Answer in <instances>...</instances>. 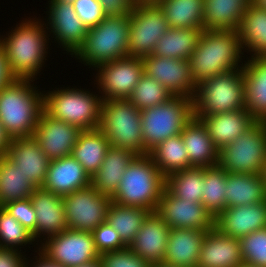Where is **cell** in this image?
Wrapping results in <instances>:
<instances>
[{"mask_svg": "<svg viewBox=\"0 0 266 267\" xmlns=\"http://www.w3.org/2000/svg\"><path fill=\"white\" fill-rule=\"evenodd\" d=\"M30 199L36 212V244L39 246L48 237L67 229L63 199L42 187L36 188Z\"/></svg>", "mask_w": 266, "mask_h": 267, "instance_id": "cell-20", "label": "cell"}, {"mask_svg": "<svg viewBox=\"0 0 266 267\" xmlns=\"http://www.w3.org/2000/svg\"><path fill=\"white\" fill-rule=\"evenodd\" d=\"M15 78L10 73V69L8 66V60L5 57L4 51L0 46V90L10 82H12Z\"/></svg>", "mask_w": 266, "mask_h": 267, "instance_id": "cell-51", "label": "cell"}, {"mask_svg": "<svg viewBox=\"0 0 266 267\" xmlns=\"http://www.w3.org/2000/svg\"><path fill=\"white\" fill-rule=\"evenodd\" d=\"M265 162L266 122H257L219 151V165L230 173L261 174Z\"/></svg>", "mask_w": 266, "mask_h": 267, "instance_id": "cell-10", "label": "cell"}, {"mask_svg": "<svg viewBox=\"0 0 266 267\" xmlns=\"http://www.w3.org/2000/svg\"><path fill=\"white\" fill-rule=\"evenodd\" d=\"M102 267H151V264L136 255L128 247L100 254Z\"/></svg>", "mask_w": 266, "mask_h": 267, "instance_id": "cell-44", "label": "cell"}, {"mask_svg": "<svg viewBox=\"0 0 266 267\" xmlns=\"http://www.w3.org/2000/svg\"><path fill=\"white\" fill-rule=\"evenodd\" d=\"M156 212L170 228L210 230L214 227V217L202 203L177 198L166 188Z\"/></svg>", "mask_w": 266, "mask_h": 267, "instance_id": "cell-17", "label": "cell"}, {"mask_svg": "<svg viewBox=\"0 0 266 267\" xmlns=\"http://www.w3.org/2000/svg\"><path fill=\"white\" fill-rule=\"evenodd\" d=\"M170 28L204 30V0H159Z\"/></svg>", "mask_w": 266, "mask_h": 267, "instance_id": "cell-36", "label": "cell"}, {"mask_svg": "<svg viewBox=\"0 0 266 267\" xmlns=\"http://www.w3.org/2000/svg\"><path fill=\"white\" fill-rule=\"evenodd\" d=\"M137 155L128 149L110 146L98 171L91 176V185L101 194L112 198L126 168Z\"/></svg>", "mask_w": 266, "mask_h": 267, "instance_id": "cell-29", "label": "cell"}, {"mask_svg": "<svg viewBox=\"0 0 266 267\" xmlns=\"http://www.w3.org/2000/svg\"><path fill=\"white\" fill-rule=\"evenodd\" d=\"M12 139L7 134L3 125L0 123V156L6 155Z\"/></svg>", "mask_w": 266, "mask_h": 267, "instance_id": "cell-52", "label": "cell"}, {"mask_svg": "<svg viewBox=\"0 0 266 267\" xmlns=\"http://www.w3.org/2000/svg\"><path fill=\"white\" fill-rule=\"evenodd\" d=\"M90 185V175L69 155L50 161L42 188L64 197Z\"/></svg>", "mask_w": 266, "mask_h": 267, "instance_id": "cell-23", "label": "cell"}, {"mask_svg": "<svg viewBox=\"0 0 266 267\" xmlns=\"http://www.w3.org/2000/svg\"><path fill=\"white\" fill-rule=\"evenodd\" d=\"M244 263L266 267V228L239 239Z\"/></svg>", "mask_w": 266, "mask_h": 267, "instance_id": "cell-43", "label": "cell"}, {"mask_svg": "<svg viewBox=\"0 0 266 267\" xmlns=\"http://www.w3.org/2000/svg\"><path fill=\"white\" fill-rule=\"evenodd\" d=\"M238 267H258V266H255V265H251V264H247V263L242 262Z\"/></svg>", "mask_w": 266, "mask_h": 267, "instance_id": "cell-58", "label": "cell"}, {"mask_svg": "<svg viewBox=\"0 0 266 267\" xmlns=\"http://www.w3.org/2000/svg\"><path fill=\"white\" fill-rule=\"evenodd\" d=\"M67 228L93 232L106 222L112 199L92 185L62 197Z\"/></svg>", "mask_w": 266, "mask_h": 267, "instance_id": "cell-13", "label": "cell"}, {"mask_svg": "<svg viewBox=\"0 0 266 267\" xmlns=\"http://www.w3.org/2000/svg\"><path fill=\"white\" fill-rule=\"evenodd\" d=\"M14 28V29H13ZM6 36L0 34V46L8 60L10 73L15 79L37 80L49 54V32L45 21L24 18Z\"/></svg>", "mask_w": 266, "mask_h": 267, "instance_id": "cell-1", "label": "cell"}, {"mask_svg": "<svg viewBox=\"0 0 266 267\" xmlns=\"http://www.w3.org/2000/svg\"><path fill=\"white\" fill-rule=\"evenodd\" d=\"M207 231L170 228L163 263L176 267H197L201 244Z\"/></svg>", "mask_w": 266, "mask_h": 267, "instance_id": "cell-26", "label": "cell"}, {"mask_svg": "<svg viewBox=\"0 0 266 267\" xmlns=\"http://www.w3.org/2000/svg\"><path fill=\"white\" fill-rule=\"evenodd\" d=\"M253 0H204V30H238Z\"/></svg>", "mask_w": 266, "mask_h": 267, "instance_id": "cell-31", "label": "cell"}, {"mask_svg": "<svg viewBox=\"0 0 266 267\" xmlns=\"http://www.w3.org/2000/svg\"><path fill=\"white\" fill-rule=\"evenodd\" d=\"M6 156L16 163L36 188L43 186L51 160L33 137L12 139Z\"/></svg>", "mask_w": 266, "mask_h": 267, "instance_id": "cell-22", "label": "cell"}, {"mask_svg": "<svg viewBox=\"0 0 266 267\" xmlns=\"http://www.w3.org/2000/svg\"><path fill=\"white\" fill-rule=\"evenodd\" d=\"M261 175H262V179L264 180L265 185H266V162H265V164L263 166V170L261 172Z\"/></svg>", "mask_w": 266, "mask_h": 267, "instance_id": "cell-55", "label": "cell"}, {"mask_svg": "<svg viewBox=\"0 0 266 267\" xmlns=\"http://www.w3.org/2000/svg\"><path fill=\"white\" fill-rule=\"evenodd\" d=\"M166 186V177L149 154L137 155L126 168L113 202L156 212Z\"/></svg>", "mask_w": 266, "mask_h": 267, "instance_id": "cell-4", "label": "cell"}, {"mask_svg": "<svg viewBox=\"0 0 266 267\" xmlns=\"http://www.w3.org/2000/svg\"><path fill=\"white\" fill-rule=\"evenodd\" d=\"M169 233L167 223L157 212H150L128 248L151 265L162 263Z\"/></svg>", "mask_w": 266, "mask_h": 267, "instance_id": "cell-21", "label": "cell"}, {"mask_svg": "<svg viewBox=\"0 0 266 267\" xmlns=\"http://www.w3.org/2000/svg\"><path fill=\"white\" fill-rule=\"evenodd\" d=\"M102 96L89 89L80 87H60L43 91L44 111L81 130L99 128L101 119Z\"/></svg>", "mask_w": 266, "mask_h": 267, "instance_id": "cell-6", "label": "cell"}, {"mask_svg": "<svg viewBox=\"0 0 266 267\" xmlns=\"http://www.w3.org/2000/svg\"><path fill=\"white\" fill-rule=\"evenodd\" d=\"M109 147V141L100 128L82 130L72 149L71 156L91 177L100 168Z\"/></svg>", "mask_w": 266, "mask_h": 267, "instance_id": "cell-33", "label": "cell"}, {"mask_svg": "<svg viewBox=\"0 0 266 267\" xmlns=\"http://www.w3.org/2000/svg\"><path fill=\"white\" fill-rule=\"evenodd\" d=\"M240 36L243 51L249 58L266 57V8L254 0L247 7L241 19Z\"/></svg>", "mask_w": 266, "mask_h": 267, "instance_id": "cell-30", "label": "cell"}, {"mask_svg": "<svg viewBox=\"0 0 266 267\" xmlns=\"http://www.w3.org/2000/svg\"><path fill=\"white\" fill-rule=\"evenodd\" d=\"M36 187L6 155L0 156V207L30 198Z\"/></svg>", "mask_w": 266, "mask_h": 267, "instance_id": "cell-35", "label": "cell"}, {"mask_svg": "<svg viewBox=\"0 0 266 267\" xmlns=\"http://www.w3.org/2000/svg\"><path fill=\"white\" fill-rule=\"evenodd\" d=\"M189 167H210L219 164V150L214 146L204 124L192 118L181 132Z\"/></svg>", "mask_w": 266, "mask_h": 267, "instance_id": "cell-28", "label": "cell"}, {"mask_svg": "<svg viewBox=\"0 0 266 267\" xmlns=\"http://www.w3.org/2000/svg\"><path fill=\"white\" fill-rule=\"evenodd\" d=\"M172 96L162 84L144 73L134 87L128 100L141 111L166 102Z\"/></svg>", "mask_w": 266, "mask_h": 267, "instance_id": "cell-41", "label": "cell"}, {"mask_svg": "<svg viewBox=\"0 0 266 267\" xmlns=\"http://www.w3.org/2000/svg\"><path fill=\"white\" fill-rule=\"evenodd\" d=\"M219 164L204 167V184L201 203L215 218L226 208V174Z\"/></svg>", "mask_w": 266, "mask_h": 267, "instance_id": "cell-40", "label": "cell"}, {"mask_svg": "<svg viewBox=\"0 0 266 267\" xmlns=\"http://www.w3.org/2000/svg\"><path fill=\"white\" fill-rule=\"evenodd\" d=\"M245 108V83L242 69L214 75L196 86L193 117L213 116Z\"/></svg>", "mask_w": 266, "mask_h": 267, "instance_id": "cell-7", "label": "cell"}, {"mask_svg": "<svg viewBox=\"0 0 266 267\" xmlns=\"http://www.w3.org/2000/svg\"><path fill=\"white\" fill-rule=\"evenodd\" d=\"M81 129L48 115L44 110L32 136L50 159L69 156L75 146Z\"/></svg>", "mask_w": 266, "mask_h": 267, "instance_id": "cell-18", "label": "cell"}, {"mask_svg": "<svg viewBox=\"0 0 266 267\" xmlns=\"http://www.w3.org/2000/svg\"><path fill=\"white\" fill-rule=\"evenodd\" d=\"M99 254L121 250L127 246L122 242L118 232L107 221L92 232Z\"/></svg>", "mask_w": 266, "mask_h": 267, "instance_id": "cell-46", "label": "cell"}, {"mask_svg": "<svg viewBox=\"0 0 266 267\" xmlns=\"http://www.w3.org/2000/svg\"><path fill=\"white\" fill-rule=\"evenodd\" d=\"M94 85L103 101L128 99L144 74L142 59L126 56L97 66Z\"/></svg>", "mask_w": 266, "mask_h": 267, "instance_id": "cell-14", "label": "cell"}, {"mask_svg": "<svg viewBox=\"0 0 266 267\" xmlns=\"http://www.w3.org/2000/svg\"><path fill=\"white\" fill-rule=\"evenodd\" d=\"M72 5L87 29L97 26L106 17L98 0H75Z\"/></svg>", "mask_w": 266, "mask_h": 267, "instance_id": "cell-47", "label": "cell"}, {"mask_svg": "<svg viewBox=\"0 0 266 267\" xmlns=\"http://www.w3.org/2000/svg\"><path fill=\"white\" fill-rule=\"evenodd\" d=\"M106 16L130 15L134 0H98Z\"/></svg>", "mask_w": 266, "mask_h": 267, "instance_id": "cell-48", "label": "cell"}, {"mask_svg": "<svg viewBox=\"0 0 266 267\" xmlns=\"http://www.w3.org/2000/svg\"><path fill=\"white\" fill-rule=\"evenodd\" d=\"M99 128L110 146L136 155L149 154L143 147L141 111L128 99L103 101Z\"/></svg>", "mask_w": 266, "mask_h": 267, "instance_id": "cell-8", "label": "cell"}, {"mask_svg": "<svg viewBox=\"0 0 266 267\" xmlns=\"http://www.w3.org/2000/svg\"><path fill=\"white\" fill-rule=\"evenodd\" d=\"M149 213L150 211L145 208L123 206L112 201L106 221L114 227L122 242L128 247Z\"/></svg>", "mask_w": 266, "mask_h": 267, "instance_id": "cell-38", "label": "cell"}, {"mask_svg": "<svg viewBox=\"0 0 266 267\" xmlns=\"http://www.w3.org/2000/svg\"><path fill=\"white\" fill-rule=\"evenodd\" d=\"M204 167H189L166 177L165 188L177 198L201 203Z\"/></svg>", "mask_w": 266, "mask_h": 267, "instance_id": "cell-39", "label": "cell"}, {"mask_svg": "<svg viewBox=\"0 0 266 267\" xmlns=\"http://www.w3.org/2000/svg\"><path fill=\"white\" fill-rule=\"evenodd\" d=\"M243 76L245 109L258 122H266V57H247Z\"/></svg>", "mask_w": 266, "mask_h": 267, "instance_id": "cell-27", "label": "cell"}, {"mask_svg": "<svg viewBox=\"0 0 266 267\" xmlns=\"http://www.w3.org/2000/svg\"><path fill=\"white\" fill-rule=\"evenodd\" d=\"M48 4L45 16L47 20H43L49 36L54 38L53 42L56 41L62 51L72 57L83 45L88 29L77 16L72 3L49 0Z\"/></svg>", "mask_w": 266, "mask_h": 267, "instance_id": "cell-15", "label": "cell"}, {"mask_svg": "<svg viewBox=\"0 0 266 267\" xmlns=\"http://www.w3.org/2000/svg\"><path fill=\"white\" fill-rule=\"evenodd\" d=\"M36 248L37 250L35 252L37 253V255L33 256V260L28 259L26 256L24 267H64L49 260L44 254L39 251V247Z\"/></svg>", "mask_w": 266, "mask_h": 267, "instance_id": "cell-50", "label": "cell"}, {"mask_svg": "<svg viewBox=\"0 0 266 267\" xmlns=\"http://www.w3.org/2000/svg\"><path fill=\"white\" fill-rule=\"evenodd\" d=\"M255 2H257L259 5H261L262 7L266 8V0H254Z\"/></svg>", "mask_w": 266, "mask_h": 267, "instance_id": "cell-57", "label": "cell"}, {"mask_svg": "<svg viewBox=\"0 0 266 267\" xmlns=\"http://www.w3.org/2000/svg\"><path fill=\"white\" fill-rule=\"evenodd\" d=\"M129 15L106 16L89 28L83 45L72 56L92 70L104 63L128 56Z\"/></svg>", "mask_w": 266, "mask_h": 267, "instance_id": "cell-5", "label": "cell"}, {"mask_svg": "<svg viewBox=\"0 0 266 267\" xmlns=\"http://www.w3.org/2000/svg\"><path fill=\"white\" fill-rule=\"evenodd\" d=\"M226 207L266 201V185L261 174H226Z\"/></svg>", "mask_w": 266, "mask_h": 267, "instance_id": "cell-32", "label": "cell"}, {"mask_svg": "<svg viewBox=\"0 0 266 267\" xmlns=\"http://www.w3.org/2000/svg\"><path fill=\"white\" fill-rule=\"evenodd\" d=\"M35 243L32 233L8 211L0 207V248L15 249L23 252L21 248L27 247V244L33 245Z\"/></svg>", "mask_w": 266, "mask_h": 267, "instance_id": "cell-42", "label": "cell"}, {"mask_svg": "<svg viewBox=\"0 0 266 267\" xmlns=\"http://www.w3.org/2000/svg\"><path fill=\"white\" fill-rule=\"evenodd\" d=\"M74 267H102V266H101V262L99 261V259H97L92 262L81 264V265L74 266Z\"/></svg>", "mask_w": 266, "mask_h": 267, "instance_id": "cell-53", "label": "cell"}, {"mask_svg": "<svg viewBox=\"0 0 266 267\" xmlns=\"http://www.w3.org/2000/svg\"><path fill=\"white\" fill-rule=\"evenodd\" d=\"M144 73L162 84L173 96L194 98L196 85L189 60L150 55L142 59Z\"/></svg>", "mask_w": 266, "mask_h": 267, "instance_id": "cell-16", "label": "cell"}, {"mask_svg": "<svg viewBox=\"0 0 266 267\" xmlns=\"http://www.w3.org/2000/svg\"><path fill=\"white\" fill-rule=\"evenodd\" d=\"M135 3H157L159 0H134Z\"/></svg>", "mask_w": 266, "mask_h": 267, "instance_id": "cell-54", "label": "cell"}, {"mask_svg": "<svg viewBox=\"0 0 266 267\" xmlns=\"http://www.w3.org/2000/svg\"><path fill=\"white\" fill-rule=\"evenodd\" d=\"M128 56L143 59L153 53L170 28L157 3H135L129 15Z\"/></svg>", "mask_w": 266, "mask_h": 267, "instance_id": "cell-11", "label": "cell"}, {"mask_svg": "<svg viewBox=\"0 0 266 267\" xmlns=\"http://www.w3.org/2000/svg\"><path fill=\"white\" fill-rule=\"evenodd\" d=\"M34 84V80L14 79L0 90V123L11 139L34 135L44 110L43 90Z\"/></svg>", "mask_w": 266, "mask_h": 267, "instance_id": "cell-3", "label": "cell"}, {"mask_svg": "<svg viewBox=\"0 0 266 267\" xmlns=\"http://www.w3.org/2000/svg\"><path fill=\"white\" fill-rule=\"evenodd\" d=\"M193 118V99L172 96L166 102L141 110L143 147L149 153L164 140L181 134Z\"/></svg>", "mask_w": 266, "mask_h": 267, "instance_id": "cell-9", "label": "cell"}, {"mask_svg": "<svg viewBox=\"0 0 266 267\" xmlns=\"http://www.w3.org/2000/svg\"><path fill=\"white\" fill-rule=\"evenodd\" d=\"M58 1H63V2H68V3H73L75 0H58Z\"/></svg>", "mask_w": 266, "mask_h": 267, "instance_id": "cell-59", "label": "cell"}, {"mask_svg": "<svg viewBox=\"0 0 266 267\" xmlns=\"http://www.w3.org/2000/svg\"><path fill=\"white\" fill-rule=\"evenodd\" d=\"M149 155L165 177L189 168L188 153L181 134L164 140Z\"/></svg>", "mask_w": 266, "mask_h": 267, "instance_id": "cell-37", "label": "cell"}, {"mask_svg": "<svg viewBox=\"0 0 266 267\" xmlns=\"http://www.w3.org/2000/svg\"><path fill=\"white\" fill-rule=\"evenodd\" d=\"M244 54L237 30H203L188 59L195 85L214 75L242 69Z\"/></svg>", "mask_w": 266, "mask_h": 267, "instance_id": "cell-2", "label": "cell"}, {"mask_svg": "<svg viewBox=\"0 0 266 267\" xmlns=\"http://www.w3.org/2000/svg\"><path fill=\"white\" fill-rule=\"evenodd\" d=\"M151 267H176V266L167 265V264L162 262L159 264H152Z\"/></svg>", "mask_w": 266, "mask_h": 267, "instance_id": "cell-56", "label": "cell"}, {"mask_svg": "<svg viewBox=\"0 0 266 267\" xmlns=\"http://www.w3.org/2000/svg\"><path fill=\"white\" fill-rule=\"evenodd\" d=\"M243 262L239 239L216 227L206 232L197 267H238Z\"/></svg>", "mask_w": 266, "mask_h": 267, "instance_id": "cell-25", "label": "cell"}, {"mask_svg": "<svg viewBox=\"0 0 266 267\" xmlns=\"http://www.w3.org/2000/svg\"><path fill=\"white\" fill-rule=\"evenodd\" d=\"M3 208L30 231L36 241V212L31 199L12 201L4 205Z\"/></svg>", "mask_w": 266, "mask_h": 267, "instance_id": "cell-45", "label": "cell"}, {"mask_svg": "<svg viewBox=\"0 0 266 267\" xmlns=\"http://www.w3.org/2000/svg\"><path fill=\"white\" fill-rule=\"evenodd\" d=\"M39 251L49 260L64 267H74L99 259L91 232L67 228L40 243Z\"/></svg>", "mask_w": 266, "mask_h": 267, "instance_id": "cell-12", "label": "cell"}, {"mask_svg": "<svg viewBox=\"0 0 266 267\" xmlns=\"http://www.w3.org/2000/svg\"><path fill=\"white\" fill-rule=\"evenodd\" d=\"M214 227L236 239L266 228V201L226 207L214 218Z\"/></svg>", "mask_w": 266, "mask_h": 267, "instance_id": "cell-19", "label": "cell"}, {"mask_svg": "<svg viewBox=\"0 0 266 267\" xmlns=\"http://www.w3.org/2000/svg\"><path fill=\"white\" fill-rule=\"evenodd\" d=\"M202 31V29L189 27L169 28L157 42L152 54L188 60L197 47Z\"/></svg>", "mask_w": 266, "mask_h": 267, "instance_id": "cell-34", "label": "cell"}, {"mask_svg": "<svg viewBox=\"0 0 266 267\" xmlns=\"http://www.w3.org/2000/svg\"><path fill=\"white\" fill-rule=\"evenodd\" d=\"M197 119L204 124L219 151L258 122L245 108L213 116H198Z\"/></svg>", "mask_w": 266, "mask_h": 267, "instance_id": "cell-24", "label": "cell"}, {"mask_svg": "<svg viewBox=\"0 0 266 267\" xmlns=\"http://www.w3.org/2000/svg\"><path fill=\"white\" fill-rule=\"evenodd\" d=\"M15 249L0 248V267H24L26 253Z\"/></svg>", "mask_w": 266, "mask_h": 267, "instance_id": "cell-49", "label": "cell"}]
</instances>
